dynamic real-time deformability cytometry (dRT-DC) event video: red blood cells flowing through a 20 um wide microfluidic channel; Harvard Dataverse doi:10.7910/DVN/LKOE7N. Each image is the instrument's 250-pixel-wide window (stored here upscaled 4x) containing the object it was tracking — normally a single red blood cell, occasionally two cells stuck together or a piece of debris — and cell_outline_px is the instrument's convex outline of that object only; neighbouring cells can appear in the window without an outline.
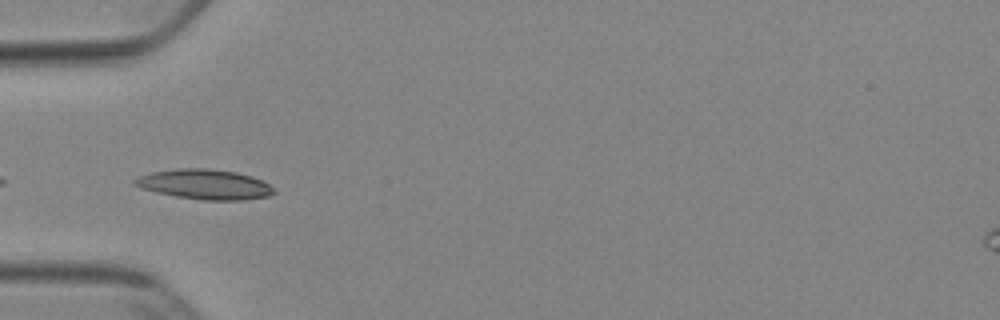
{"species": "Egyptian fruit bat (a non-hibernating species)", "species_latin": "Rousettus aegyptiacus", "temperature_condition": "cold", "stored_images_in_passage": 5, "camera_frame_rate_fps": 3000, "um_per_image_px": 0.085, "animal": {"sex": "female"}, "frame": {"image": 1, "passage_image": 2, "time_ms": 0.333, "image_size_px": [1000, 320], "cell_outline_px": [[276, 192], [268, 196], [244, 200], [204, 200], [176, 196], [156, 192], [140, 188], [132, 184], [132, 180], [140, 176], [152, 172], [176, 168], [208, 168], [236, 172], [252, 176], [268, 184]], "centroid_in_image_um": [17.37, 15.66], "position_along_channel_um": 67.6, "area_um2": 24.28}}